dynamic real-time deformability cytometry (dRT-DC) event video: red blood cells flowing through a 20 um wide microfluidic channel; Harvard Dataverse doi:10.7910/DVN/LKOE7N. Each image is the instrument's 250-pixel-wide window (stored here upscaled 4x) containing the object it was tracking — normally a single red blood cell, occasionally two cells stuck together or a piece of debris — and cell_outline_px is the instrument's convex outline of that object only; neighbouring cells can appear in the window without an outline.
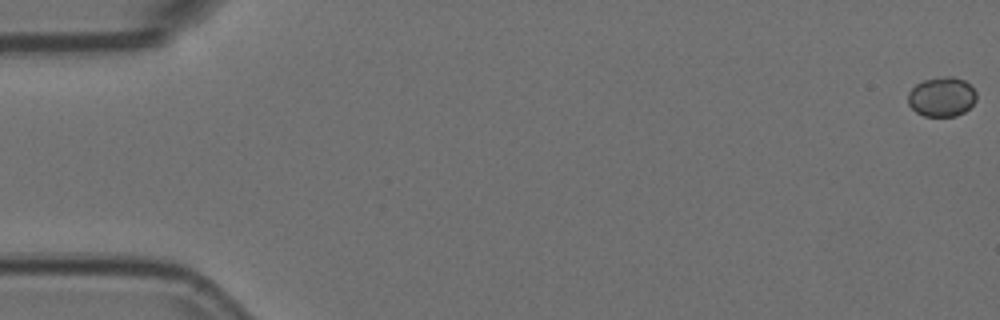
{"species": "Egyptian fruit bat (a non-hibernating species)", "species_latin": "Rousettus aegyptiacus", "temperature_condition": "room temperature", "stored_images_in_passage": 52, "camera_frame_rate_fps": 3000, "um_per_image_px": 0.085, "animal": {"sex": "female"}, "frame": {"image": 1, "passage_image": 1, "time_ms": 0.0, "image_size_px": [1000, 320], "cell_outline_px": [[976, 100], [964, 112], [956, 116], [924, 116], [916, 112], [908, 104], [908, 92], [916, 84], [924, 80], [940, 76], [952, 76], [964, 80], [976, 92]], "centroid_in_image_um": [80.03, 8.22], "position_along_channel_um": 5.0, "area_um2": 15.78}}
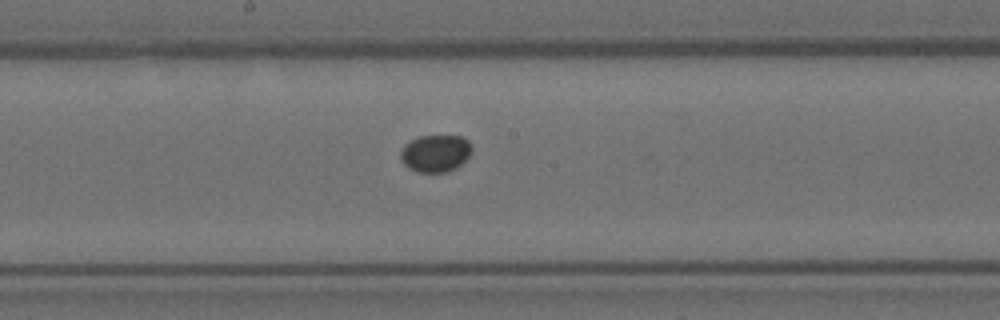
{"frame": {"image": 2, "passage_image": 30, "time_ms": 9.667, "image_size_px": [1000, 320], "cell_outline_px": [[472, 152], [456, 168], [448, 172], [416, 172], [408, 168], [404, 164], [400, 156], [400, 152], [404, 144], [416, 136], [460, 136], [468, 140], [472, 148]], "centroid_in_image_um": [36.99, 13.03], "position_along_channel_um": 211.2, "area_um2": 15.55}}
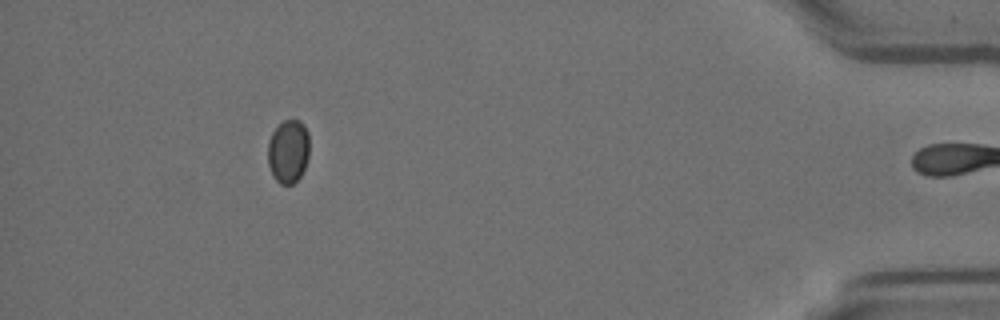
{"frame": {"image": 3, "passage_image": 51, "time_ms": 16.667, "image_size_px": [1000, 320], "cell_outline_px": [[308, 156], [304, 168], [300, 176], [292, 184], [280, 184], [272, 176], [268, 164], [268, 140], [272, 132], [284, 120], [300, 120], [304, 124], [308, 132]], "centroid_in_image_um": [24.49, 12.85], "position_along_channel_um": 410.7, "area_um2": 15.37}}